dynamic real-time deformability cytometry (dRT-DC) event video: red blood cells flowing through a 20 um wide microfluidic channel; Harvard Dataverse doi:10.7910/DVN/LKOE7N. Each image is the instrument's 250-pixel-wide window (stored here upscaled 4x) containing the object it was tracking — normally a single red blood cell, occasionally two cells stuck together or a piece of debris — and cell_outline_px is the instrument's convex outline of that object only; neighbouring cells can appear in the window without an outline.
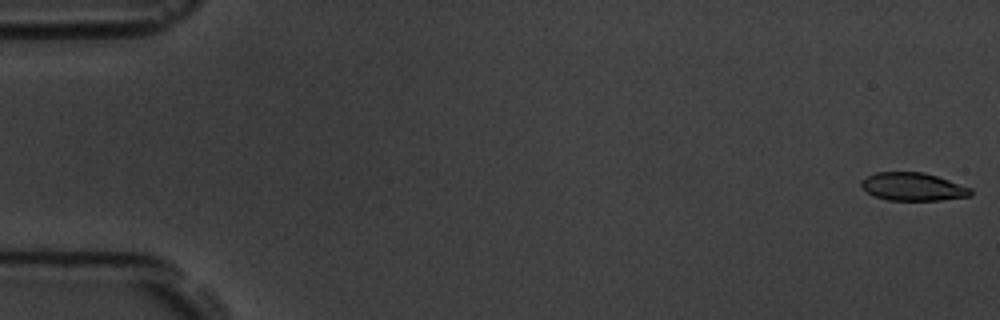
{"species": "common noctule bat (a hibernating species)", "species_latin": "Nyctalus noctula", "temperature_condition": "room temperature", "stored_images_in_passage": 4, "camera_frame_rate_fps": 3000, "um_per_image_px": 0.085, "animal": {"sex": "male", "body_mass_g": 19.5, "forearm_length_mm": 54.6}, "frame": {"image": 1, "passage_image": 1, "time_ms": 0.0, "image_size_px": [1000, 320], "cell_outline_px": [[972, 196], [940, 200], [888, 200], [872, 196], [860, 184], [860, 180], [876, 172], [924, 172], [972, 188]], "centroid_in_image_um": [77.6, 15.87], "position_along_channel_um": 7.4, "area_um2": 17.86}}